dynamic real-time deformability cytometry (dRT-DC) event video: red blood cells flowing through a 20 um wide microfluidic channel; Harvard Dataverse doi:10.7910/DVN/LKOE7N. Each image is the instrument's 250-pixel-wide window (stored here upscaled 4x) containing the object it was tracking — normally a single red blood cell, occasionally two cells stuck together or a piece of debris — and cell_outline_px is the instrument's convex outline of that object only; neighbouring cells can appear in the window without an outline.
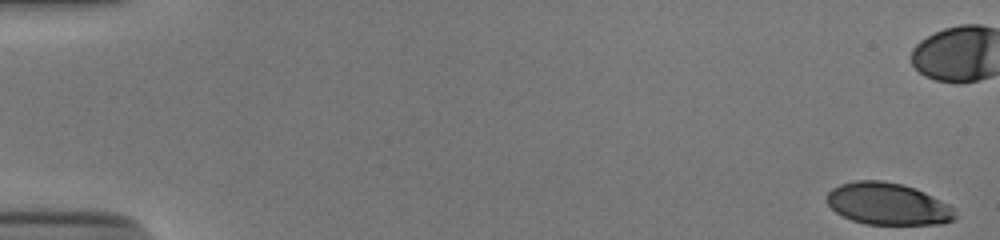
{"species": "human", "species_latin": "Homo sapiens", "temperature_condition": "cold", "stored_images_in_passage": 44, "camera_frame_rate_fps": 3000, "um_per_image_px": 0.085, "donor": {"sex": "male"}, "frame": {"image": 1, "passage_image": 1, "time_ms": 0.0, "image_size_px": [1000, 240], "cell_outline_px": [[956, 220], [944, 224], [864, 224], [852, 220], [836, 212], [828, 204], [828, 192], [832, 188], [840, 184], [856, 180], [884, 180], [904, 184], [916, 188], [948, 204], [952, 208], [956, 216]], "centroid_in_image_um": [75.48, 17.32], "position_along_channel_um": 9.5, "area_um2": 31.44}}
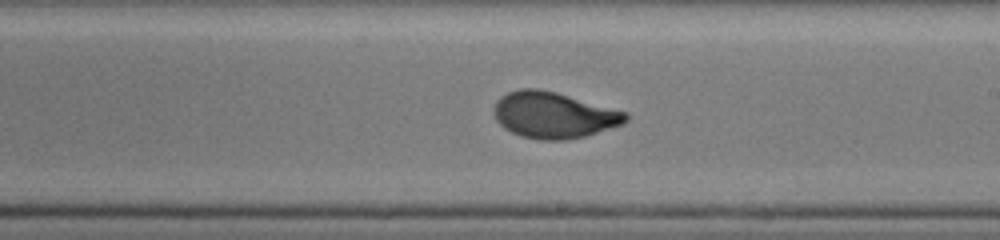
{"frame": {"image": 2, "passage_image": 32, "time_ms": 10.333, "image_size_px": [1000, 240], "cell_outline_px": [[628, 120], [624, 124], [584, 136], [564, 140], [540, 140], [520, 136], [504, 128], [496, 120], [492, 112], [492, 108], [496, 100], [500, 96], [508, 92], [520, 88], [536, 88], [556, 92], [628, 112]], "centroid_in_image_um": [47.04, 9.77], "position_along_channel_um": 242.0, "area_um2": 35.72}}
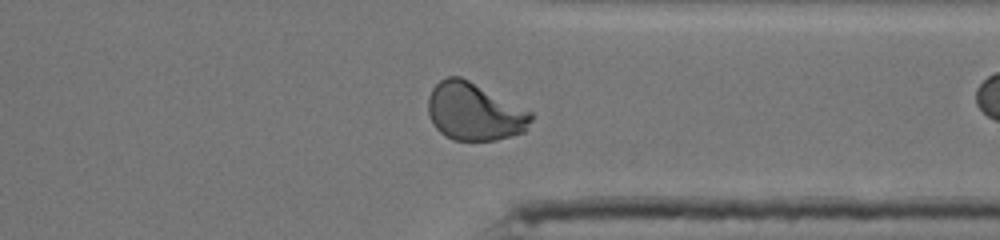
{"frame": {"image": 3, "passage_image": 42, "time_ms": 13.667, "image_size_px": [1000, 240], "cell_outline_px": [[532, 120], [524, 132], [512, 136], [496, 140], [452, 140], [444, 136], [432, 124], [428, 116], [428, 96], [432, 88], [440, 80], [448, 76], [460, 76], [532, 112]], "centroid_in_image_um": [40.29, 9.51], "position_along_channel_um": 371.1, "area_um2": 34.56}}